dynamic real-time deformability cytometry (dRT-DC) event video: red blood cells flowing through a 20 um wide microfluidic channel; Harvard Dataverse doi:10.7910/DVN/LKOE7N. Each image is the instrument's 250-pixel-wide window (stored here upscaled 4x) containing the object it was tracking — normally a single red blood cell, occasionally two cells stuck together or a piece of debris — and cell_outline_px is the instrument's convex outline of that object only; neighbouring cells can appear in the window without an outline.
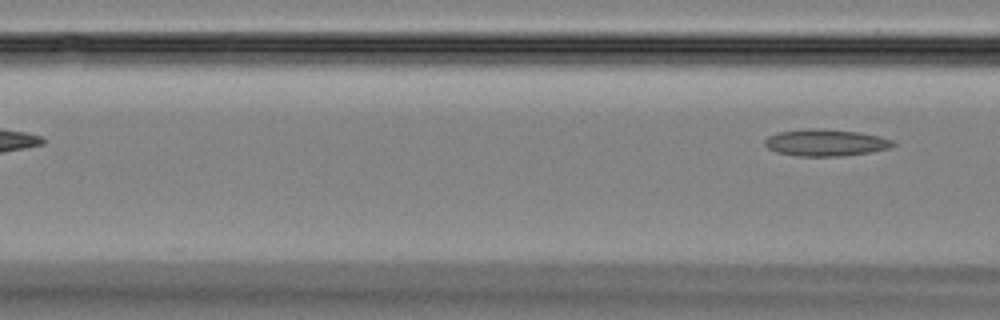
{"species": "Egyptian fruit bat (a non-hibernating species)", "species_latin": "Rousettus aegyptiacus", "temperature_condition": "room temperature", "stored_images_in_passage": 6, "camera_frame_rate_fps": 3000, "um_per_image_px": 0.085, "animal": {"sex": "female"}, "frame": {"image": 1, "passage_image": 6, "time_ms": 6.667, "image_size_px": [1000, 320], "cell_outline_px": [[896, 144], [888, 148], [872, 152], [844, 156], [796, 156], [776, 152], [768, 148], [764, 144], [764, 140], [768, 136], [776, 132], [808, 128], [824, 128], [860, 132], [880, 136], [892, 140]], "centroid_in_image_um": [70.16, 12.12], "position_along_channel_um": 96.4, "area_um2": 20.35}}